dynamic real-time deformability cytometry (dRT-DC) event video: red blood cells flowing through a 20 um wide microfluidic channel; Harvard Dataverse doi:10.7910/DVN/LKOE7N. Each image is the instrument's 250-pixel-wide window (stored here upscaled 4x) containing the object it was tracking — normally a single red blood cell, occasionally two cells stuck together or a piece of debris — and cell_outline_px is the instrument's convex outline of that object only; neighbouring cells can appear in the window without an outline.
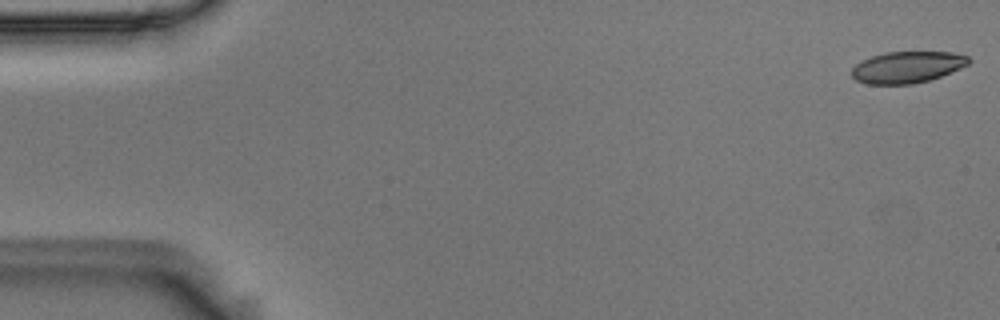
{"species": "Egyptian fruit bat (a non-hibernating species)", "species_latin": "Rousettus aegyptiacus", "temperature_condition": "room temperature", "stored_images_in_passage": 55, "camera_frame_rate_fps": 3000, "um_per_image_px": 0.085, "animal": {"sex": "male"}, "frame": {"image": 1, "passage_image": 1, "time_ms": 0.0, "image_size_px": [1000, 320], "cell_outline_px": [[972, 60], [968, 64], [960, 68], [940, 76], [928, 80], [912, 84], [868, 84], [856, 80], [852, 76], [852, 68], [856, 64], [872, 56], [884, 52], [952, 52], [968, 56]], "centroid_in_image_um": [77.12, 5.7], "position_along_channel_um": 7.9, "area_um2": 21.33}}
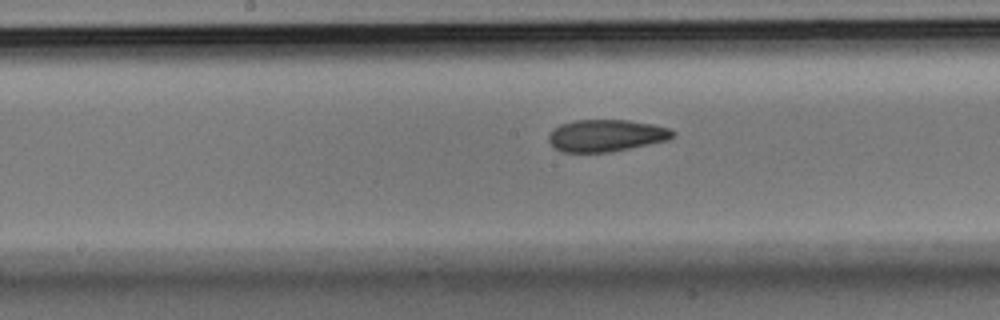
{"frame": {"image": 2, "passage_image": 28, "time_ms": 9.0, "image_size_px": [1000, 320], "cell_outline_px": [[676, 136], [668, 140], [608, 152], [564, 152], [556, 148], [548, 140], [548, 136], [560, 124], [572, 120], [628, 120], [652, 124], [668, 128], [676, 132]], "centroid_in_image_um": [51.54, 11.51], "position_along_channel_um": 196.7, "area_um2": 22.95}}
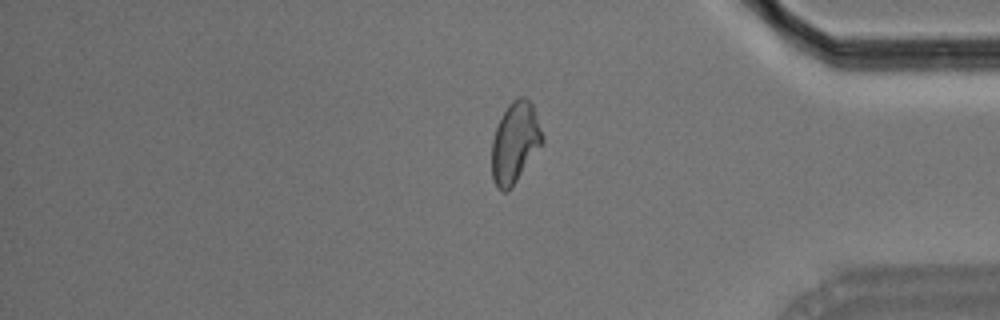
{"frame": {"image": 3, "passage_image": 46, "time_ms": 15.0, "image_size_px": [1000, 320], "cell_outline_px": [[544, 140], [512, 188], [508, 192], [504, 192], [496, 188], [492, 180], [492, 140], [496, 128], [508, 104], [512, 100], [520, 96], [524, 96], [532, 104], [544, 136]], "centroid_in_image_um": [43.76, 12.15], "position_along_channel_um": 391.4, "area_um2": 23.76}, "authors_computed_cell_mechanics": {"area_um2": 23.4668, "velocity_mm_per_s": 3.62, "shape_relaxation_time_tau1_ms": 8.4961, "shape_relaxation_time_tau2_ms": 2.7243, "deformation_change_tau1": 0.1837, "deformation_change_tau2": 0.0926}}